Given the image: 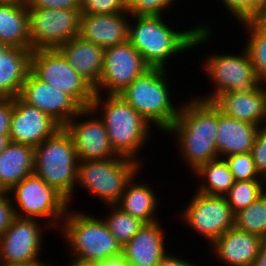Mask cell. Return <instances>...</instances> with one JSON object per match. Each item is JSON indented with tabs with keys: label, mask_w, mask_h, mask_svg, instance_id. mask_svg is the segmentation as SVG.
<instances>
[{
	"label": "cell",
	"mask_w": 266,
	"mask_h": 266,
	"mask_svg": "<svg viewBox=\"0 0 266 266\" xmlns=\"http://www.w3.org/2000/svg\"><path fill=\"white\" fill-rule=\"evenodd\" d=\"M250 2V20H254L258 12L266 5V0H249Z\"/></svg>",
	"instance_id": "7bdbcfd3"
},
{
	"label": "cell",
	"mask_w": 266,
	"mask_h": 266,
	"mask_svg": "<svg viewBox=\"0 0 266 266\" xmlns=\"http://www.w3.org/2000/svg\"><path fill=\"white\" fill-rule=\"evenodd\" d=\"M10 142L11 141L9 135H0V154L3 152V150L8 146Z\"/></svg>",
	"instance_id": "c3c4849f"
},
{
	"label": "cell",
	"mask_w": 266,
	"mask_h": 266,
	"mask_svg": "<svg viewBox=\"0 0 266 266\" xmlns=\"http://www.w3.org/2000/svg\"><path fill=\"white\" fill-rule=\"evenodd\" d=\"M57 49L69 65L95 89L102 76L105 48L78 36Z\"/></svg>",
	"instance_id": "7402d4cb"
},
{
	"label": "cell",
	"mask_w": 266,
	"mask_h": 266,
	"mask_svg": "<svg viewBox=\"0 0 266 266\" xmlns=\"http://www.w3.org/2000/svg\"><path fill=\"white\" fill-rule=\"evenodd\" d=\"M178 1L179 0H127V12L133 16H171L168 12L174 9L173 7L178 4ZM180 2H182V0Z\"/></svg>",
	"instance_id": "d6a6232c"
},
{
	"label": "cell",
	"mask_w": 266,
	"mask_h": 266,
	"mask_svg": "<svg viewBox=\"0 0 266 266\" xmlns=\"http://www.w3.org/2000/svg\"><path fill=\"white\" fill-rule=\"evenodd\" d=\"M99 266H129L126 260L125 254L123 252L108 256L104 260L98 262Z\"/></svg>",
	"instance_id": "b9f144b4"
},
{
	"label": "cell",
	"mask_w": 266,
	"mask_h": 266,
	"mask_svg": "<svg viewBox=\"0 0 266 266\" xmlns=\"http://www.w3.org/2000/svg\"><path fill=\"white\" fill-rule=\"evenodd\" d=\"M10 46L3 44L0 42V54H3Z\"/></svg>",
	"instance_id": "f907efd6"
},
{
	"label": "cell",
	"mask_w": 266,
	"mask_h": 266,
	"mask_svg": "<svg viewBox=\"0 0 266 266\" xmlns=\"http://www.w3.org/2000/svg\"><path fill=\"white\" fill-rule=\"evenodd\" d=\"M31 49L9 47L0 54V98L20 95L31 70Z\"/></svg>",
	"instance_id": "d4e9b609"
},
{
	"label": "cell",
	"mask_w": 266,
	"mask_h": 266,
	"mask_svg": "<svg viewBox=\"0 0 266 266\" xmlns=\"http://www.w3.org/2000/svg\"><path fill=\"white\" fill-rule=\"evenodd\" d=\"M64 128L72 138L79 161L119 156L111 147L105 124L91 108H82Z\"/></svg>",
	"instance_id": "9a60e30c"
},
{
	"label": "cell",
	"mask_w": 266,
	"mask_h": 266,
	"mask_svg": "<svg viewBox=\"0 0 266 266\" xmlns=\"http://www.w3.org/2000/svg\"><path fill=\"white\" fill-rule=\"evenodd\" d=\"M19 97L37 107L64 127L82 109L67 93L39 80L31 71L23 83Z\"/></svg>",
	"instance_id": "2e32d148"
},
{
	"label": "cell",
	"mask_w": 266,
	"mask_h": 266,
	"mask_svg": "<svg viewBox=\"0 0 266 266\" xmlns=\"http://www.w3.org/2000/svg\"><path fill=\"white\" fill-rule=\"evenodd\" d=\"M169 72L168 69L149 68L119 94L163 135L173 125L182 104L181 97L175 98L178 92L174 95Z\"/></svg>",
	"instance_id": "277c9868"
},
{
	"label": "cell",
	"mask_w": 266,
	"mask_h": 266,
	"mask_svg": "<svg viewBox=\"0 0 266 266\" xmlns=\"http://www.w3.org/2000/svg\"><path fill=\"white\" fill-rule=\"evenodd\" d=\"M252 266H266V239L263 240L259 254Z\"/></svg>",
	"instance_id": "ee69618b"
},
{
	"label": "cell",
	"mask_w": 266,
	"mask_h": 266,
	"mask_svg": "<svg viewBox=\"0 0 266 266\" xmlns=\"http://www.w3.org/2000/svg\"><path fill=\"white\" fill-rule=\"evenodd\" d=\"M239 24L246 31L244 48L250 56L257 79L261 84H266V29L255 20Z\"/></svg>",
	"instance_id": "f1b7e54d"
},
{
	"label": "cell",
	"mask_w": 266,
	"mask_h": 266,
	"mask_svg": "<svg viewBox=\"0 0 266 266\" xmlns=\"http://www.w3.org/2000/svg\"><path fill=\"white\" fill-rule=\"evenodd\" d=\"M261 178H262L263 190H264V193H266V173Z\"/></svg>",
	"instance_id": "816d5d0a"
},
{
	"label": "cell",
	"mask_w": 266,
	"mask_h": 266,
	"mask_svg": "<svg viewBox=\"0 0 266 266\" xmlns=\"http://www.w3.org/2000/svg\"><path fill=\"white\" fill-rule=\"evenodd\" d=\"M25 0H0V4L14 5V4H22Z\"/></svg>",
	"instance_id": "681fc988"
},
{
	"label": "cell",
	"mask_w": 266,
	"mask_h": 266,
	"mask_svg": "<svg viewBox=\"0 0 266 266\" xmlns=\"http://www.w3.org/2000/svg\"><path fill=\"white\" fill-rule=\"evenodd\" d=\"M51 229L42 220L15 216L0 237V265L40 261L45 252L42 250L46 236L43 232Z\"/></svg>",
	"instance_id": "7c38bea8"
},
{
	"label": "cell",
	"mask_w": 266,
	"mask_h": 266,
	"mask_svg": "<svg viewBox=\"0 0 266 266\" xmlns=\"http://www.w3.org/2000/svg\"><path fill=\"white\" fill-rule=\"evenodd\" d=\"M90 108L105 124L115 153L144 166L141 151L153 138V127L120 95L95 94Z\"/></svg>",
	"instance_id": "3957f363"
},
{
	"label": "cell",
	"mask_w": 266,
	"mask_h": 266,
	"mask_svg": "<svg viewBox=\"0 0 266 266\" xmlns=\"http://www.w3.org/2000/svg\"><path fill=\"white\" fill-rule=\"evenodd\" d=\"M260 127L225 116L218 109L216 148L218 157L251 152Z\"/></svg>",
	"instance_id": "cb8c5ba5"
},
{
	"label": "cell",
	"mask_w": 266,
	"mask_h": 266,
	"mask_svg": "<svg viewBox=\"0 0 266 266\" xmlns=\"http://www.w3.org/2000/svg\"><path fill=\"white\" fill-rule=\"evenodd\" d=\"M60 128L56 121L37 107L27 104L19 96L14 98L9 128L11 142L35 148Z\"/></svg>",
	"instance_id": "e0dca14e"
},
{
	"label": "cell",
	"mask_w": 266,
	"mask_h": 266,
	"mask_svg": "<svg viewBox=\"0 0 266 266\" xmlns=\"http://www.w3.org/2000/svg\"><path fill=\"white\" fill-rule=\"evenodd\" d=\"M234 227L266 239V193L235 213Z\"/></svg>",
	"instance_id": "4dcf8cb0"
},
{
	"label": "cell",
	"mask_w": 266,
	"mask_h": 266,
	"mask_svg": "<svg viewBox=\"0 0 266 266\" xmlns=\"http://www.w3.org/2000/svg\"><path fill=\"white\" fill-rule=\"evenodd\" d=\"M218 3L226 9L230 18H234L239 23L250 20V2L249 0H217ZM231 13V14H230Z\"/></svg>",
	"instance_id": "8d00e7d4"
},
{
	"label": "cell",
	"mask_w": 266,
	"mask_h": 266,
	"mask_svg": "<svg viewBox=\"0 0 266 266\" xmlns=\"http://www.w3.org/2000/svg\"><path fill=\"white\" fill-rule=\"evenodd\" d=\"M182 102L173 125L164 133L175 141L180 161L191 174L201 165L218 159L216 139L218 108L212 103L191 96ZM176 144V145H175Z\"/></svg>",
	"instance_id": "7a4b0ae2"
},
{
	"label": "cell",
	"mask_w": 266,
	"mask_h": 266,
	"mask_svg": "<svg viewBox=\"0 0 266 266\" xmlns=\"http://www.w3.org/2000/svg\"><path fill=\"white\" fill-rule=\"evenodd\" d=\"M34 173V147L10 142L0 154V192L12 187Z\"/></svg>",
	"instance_id": "484cf974"
},
{
	"label": "cell",
	"mask_w": 266,
	"mask_h": 266,
	"mask_svg": "<svg viewBox=\"0 0 266 266\" xmlns=\"http://www.w3.org/2000/svg\"><path fill=\"white\" fill-rule=\"evenodd\" d=\"M73 208L69 207L58 230L70 249V257L100 262L122 252V245L111 234L103 218Z\"/></svg>",
	"instance_id": "5b68a950"
},
{
	"label": "cell",
	"mask_w": 266,
	"mask_h": 266,
	"mask_svg": "<svg viewBox=\"0 0 266 266\" xmlns=\"http://www.w3.org/2000/svg\"><path fill=\"white\" fill-rule=\"evenodd\" d=\"M167 17L172 16L130 15L128 42L141 54L150 68L171 70V61L175 62L178 57L187 55L193 49L198 51L200 46L204 47L203 45L209 44L215 38L214 25L207 23V20L206 23L202 20L198 21L199 24L194 23L186 28V25L182 27L179 24L175 27V23L172 25V20L169 21Z\"/></svg>",
	"instance_id": "6da1fadb"
},
{
	"label": "cell",
	"mask_w": 266,
	"mask_h": 266,
	"mask_svg": "<svg viewBox=\"0 0 266 266\" xmlns=\"http://www.w3.org/2000/svg\"><path fill=\"white\" fill-rule=\"evenodd\" d=\"M224 159L235 181L262 180L255 169L251 152L232 154Z\"/></svg>",
	"instance_id": "836d02e7"
},
{
	"label": "cell",
	"mask_w": 266,
	"mask_h": 266,
	"mask_svg": "<svg viewBox=\"0 0 266 266\" xmlns=\"http://www.w3.org/2000/svg\"><path fill=\"white\" fill-rule=\"evenodd\" d=\"M143 165L136 160L118 156L104 160L79 161L77 185L87 191L102 205H115L133 176L143 171ZM98 198V199H97Z\"/></svg>",
	"instance_id": "52a82bcc"
},
{
	"label": "cell",
	"mask_w": 266,
	"mask_h": 266,
	"mask_svg": "<svg viewBox=\"0 0 266 266\" xmlns=\"http://www.w3.org/2000/svg\"><path fill=\"white\" fill-rule=\"evenodd\" d=\"M0 42L10 47L31 49L29 15L22 4H0Z\"/></svg>",
	"instance_id": "4316f807"
},
{
	"label": "cell",
	"mask_w": 266,
	"mask_h": 266,
	"mask_svg": "<svg viewBox=\"0 0 266 266\" xmlns=\"http://www.w3.org/2000/svg\"><path fill=\"white\" fill-rule=\"evenodd\" d=\"M30 71L39 80L70 95L82 108H90L94 88L69 65L57 48L33 50Z\"/></svg>",
	"instance_id": "8fae6325"
},
{
	"label": "cell",
	"mask_w": 266,
	"mask_h": 266,
	"mask_svg": "<svg viewBox=\"0 0 266 266\" xmlns=\"http://www.w3.org/2000/svg\"><path fill=\"white\" fill-rule=\"evenodd\" d=\"M212 103L222 114L233 119L266 126V84H260L249 92H225Z\"/></svg>",
	"instance_id": "d6986e66"
},
{
	"label": "cell",
	"mask_w": 266,
	"mask_h": 266,
	"mask_svg": "<svg viewBox=\"0 0 266 266\" xmlns=\"http://www.w3.org/2000/svg\"><path fill=\"white\" fill-rule=\"evenodd\" d=\"M230 52L213 53L212 51L208 55L204 54L202 61L199 59L202 62L200 63L202 67H199V70L204 73L202 76L211 81L213 89L211 88L208 93L206 90V94L203 92L204 95L203 93L198 95V92H196V95L193 96L212 102L222 93L229 91L249 92L261 84L257 79L250 56L244 46L239 53L238 51L236 53L231 52L232 54Z\"/></svg>",
	"instance_id": "ba28073f"
},
{
	"label": "cell",
	"mask_w": 266,
	"mask_h": 266,
	"mask_svg": "<svg viewBox=\"0 0 266 266\" xmlns=\"http://www.w3.org/2000/svg\"><path fill=\"white\" fill-rule=\"evenodd\" d=\"M149 68L141 54L128 41L105 48L102 76L94 92L119 95Z\"/></svg>",
	"instance_id": "5bb4252c"
},
{
	"label": "cell",
	"mask_w": 266,
	"mask_h": 266,
	"mask_svg": "<svg viewBox=\"0 0 266 266\" xmlns=\"http://www.w3.org/2000/svg\"><path fill=\"white\" fill-rule=\"evenodd\" d=\"M78 162L74 143L64 127L34 148V173L61 193L71 207L75 204Z\"/></svg>",
	"instance_id": "8992f818"
},
{
	"label": "cell",
	"mask_w": 266,
	"mask_h": 266,
	"mask_svg": "<svg viewBox=\"0 0 266 266\" xmlns=\"http://www.w3.org/2000/svg\"><path fill=\"white\" fill-rule=\"evenodd\" d=\"M70 258H72V261H68V266H99L98 262L80 260L75 257Z\"/></svg>",
	"instance_id": "f6af8a7d"
},
{
	"label": "cell",
	"mask_w": 266,
	"mask_h": 266,
	"mask_svg": "<svg viewBox=\"0 0 266 266\" xmlns=\"http://www.w3.org/2000/svg\"><path fill=\"white\" fill-rule=\"evenodd\" d=\"M139 172L127 184L119 201L115 204L125 213H128L134 218L143 221L145 224L160 221L158 207L160 206V198L157 191H154V184L137 180ZM148 182V183H147ZM152 186V187H151Z\"/></svg>",
	"instance_id": "603a6c76"
},
{
	"label": "cell",
	"mask_w": 266,
	"mask_h": 266,
	"mask_svg": "<svg viewBox=\"0 0 266 266\" xmlns=\"http://www.w3.org/2000/svg\"><path fill=\"white\" fill-rule=\"evenodd\" d=\"M263 193L262 180L235 181L225 198L235 214L241 209L247 208Z\"/></svg>",
	"instance_id": "1f68e13d"
},
{
	"label": "cell",
	"mask_w": 266,
	"mask_h": 266,
	"mask_svg": "<svg viewBox=\"0 0 266 266\" xmlns=\"http://www.w3.org/2000/svg\"><path fill=\"white\" fill-rule=\"evenodd\" d=\"M31 50L56 49L78 37L80 9H28Z\"/></svg>",
	"instance_id": "4fadbf2b"
},
{
	"label": "cell",
	"mask_w": 266,
	"mask_h": 266,
	"mask_svg": "<svg viewBox=\"0 0 266 266\" xmlns=\"http://www.w3.org/2000/svg\"><path fill=\"white\" fill-rule=\"evenodd\" d=\"M251 154L257 173L263 177L266 173V126L258 129Z\"/></svg>",
	"instance_id": "d590c367"
},
{
	"label": "cell",
	"mask_w": 266,
	"mask_h": 266,
	"mask_svg": "<svg viewBox=\"0 0 266 266\" xmlns=\"http://www.w3.org/2000/svg\"><path fill=\"white\" fill-rule=\"evenodd\" d=\"M106 212L102 216L111 234L124 246L145 224L143 221L132 217L116 205H105ZM109 210V211H107Z\"/></svg>",
	"instance_id": "f546056e"
},
{
	"label": "cell",
	"mask_w": 266,
	"mask_h": 266,
	"mask_svg": "<svg viewBox=\"0 0 266 266\" xmlns=\"http://www.w3.org/2000/svg\"><path fill=\"white\" fill-rule=\"evenodd\" d=\"M14 98H0V135H9Z\"/></svg>",
	"instance_id": "ab89813d"
},
{
	"label": "cell",
	"mask_w": 266,
	"mask_h": 266,
	"mask_svg": "<svg viewBox=\"0 0 266 266\" xmlns=\"http://www.w3.org/2000/svg\"><path fill=\"white\" fill-rule=\"evenodd\" d=\"M7 194L14 206L15 216L39 219L52 230L61 226L67 210L68 200L54 187L48 185L35 173L12 187Z\"/></svg>",
	"instance_id": "9c48e42d"
},
{
	"label": "cell",
	"mask_w": 266,
	"mask_h": 266,
	"mask_svg": "<svg viewBox=\"0 0 266 266\" xmlns=\"http://www.w3.org/2000/svg\"><path fill=\"white\" fill-rule=\"evenodd\" d=\"M129 13L81 14L79 37L102 48L128 41Z\"/></svg>",
	"instance_id": "44dd1931"
},
{
	"label": "cell",
	"mask_w": 266,
	"mask_h": 266,
	"mask_svg": "<svg viewBox=\"0 0 266 266\" xmlns=\"http://www.w3.org/2000/svg\"><path fill=\"white\" fill-rule=\"evenodd\" d=\"M14 217V206L9 195L5 192H0V237L10 226Z\"/></svg>",
	"instance_id": "f35d334b"
},
{
	"label": "cell",
	"mask_w": 266,
	"mask_h": 266,
	"mask_svg": "<svg viewBox=\"0 0 266 266\" xmlns=\"http://www.w3.org/2000/svg\"><path fill=\"white\" fill-rule=\"evenodd\" d=\"M192 174L198 180L196 191L207 195L225 196L235 183L228 163L221 158L201 165Z\"/></svg>",
	"instance_id": "83f0119b"
},
{
	"label": "cell",
	"mask_w": 266,
	"mask_h": 266,
	"mask_svg": "<svg viewBox=\"0 0 266 266\" xmlns=\"http://www.w3.org/2000/svg\"><path fill=\"white\" fill-rule=\"evenodd\" d=\"M81 14L128 13L127 0H81Z\"/></svg>",
	"instance_id": "e575fe53"
},
{
	"label": "cell",
	"mask_w": 266,
	"mask_h": 266,
	"mask_svg": "<svg viewBox=\"0 0 266 266\" xmlns=\"http://www.w3.org/2000/svg\"><path fill=\"white\" fill-rule=\"evenodd\" d=\"M170 251H168V253L155 266H201V264L199 265V262L193 263L195 261H190L185 256L175 255V250Z\"/></svg>",
	"instance_id": "60d3db41"
},
{
	"label": "cell",
	"mask_w": 266,
	"mask_h": 266,
	"mask_svg": "<svg viewBox=\"0 0 266 266\" xmlns=\"http://www.w3.org/2000/svg\"><path fill=\"white\" fill-rule=\"evenodd\" d=\"M161 221L144 224L134 237L122 246L129 266H155L168 253V234Z\"/></svg>",
	"instance_id": "ffe728a7"
},
{
	"label": "cell",
	"mask_w": 266,
	"mask_h": 266,
	"mask_svg": "<svg viewBox=\"0 0 266 266\" xmlns=\"http://www.w3.org/2000/svg\"><path fill=\"white\" fill-rule=\"evenodd\" d=\"M54 264L51 265L49 262H45L43 260L36 261V262H31L27 264H11V265H0V266H53Z\"/></svg>",
	"instance_id": "7dc6e473"
},
{
	"label": "cell",
	"mask_w": 266,
	"mask_h": 266,
	"mask_svg": "<svg viewBox=\"0 0 266 266\" xmlns=\"http://www.w3.org/2000/svg\"><path fill=\"white\" fill-rule=\"evenodd\" d=\"M264 239L232 227L207 249L218 263L226 266H252ZM218 260H217V259Z\"/></svg>",
	"instance_id": "ac0fdd59"
},
{
	"label": "cell",
	"mask_w": 266,
	"mask_h": 266,
	"mask_svg": "<svg viewBox=\"0 0 266 266\" xmlns=\"http://www.w3.org/2000/svg\"><path fill=\"white\" fill-rule=\"evenodd\" d=\"M260 26L266 29V5L258 12L257 17L254 19Z\"/></svg>",
	"instance_id": "bcb514c9"
},
{
	"label": "cell",
	"mask_w": 266,
	"mask_h": 266,
	"mask_svg": "<svg viewBox=\"0 0 266 266\" xmlns=\"http://www.w3.org/2000/svg\"><path fill=\"white\" fill-rule=\"evenodd\" d=\"M187 199L185 208H181L176 216L180 217V224L188 226L189 230L204 238L208 247L234 227L235 214L225 196L207 195L195 190Z\"/></svg>",
	"instance_id": "30bf717a"
},
{
	"label": "cell",
	"mask_w": 266,
	"mask_h": 266,
	"mask_svg": "<svg viewBox=\"0 0 266 266\" xmlns=\"http://www.w3.org/2000/svg\"><path fill=\"white\" fill-rule=\"evenodd\" d=\"M28 9H80L81 0H25Z\"/></svg>",
	"instance_id": "74e56055"
}]
</instances>
